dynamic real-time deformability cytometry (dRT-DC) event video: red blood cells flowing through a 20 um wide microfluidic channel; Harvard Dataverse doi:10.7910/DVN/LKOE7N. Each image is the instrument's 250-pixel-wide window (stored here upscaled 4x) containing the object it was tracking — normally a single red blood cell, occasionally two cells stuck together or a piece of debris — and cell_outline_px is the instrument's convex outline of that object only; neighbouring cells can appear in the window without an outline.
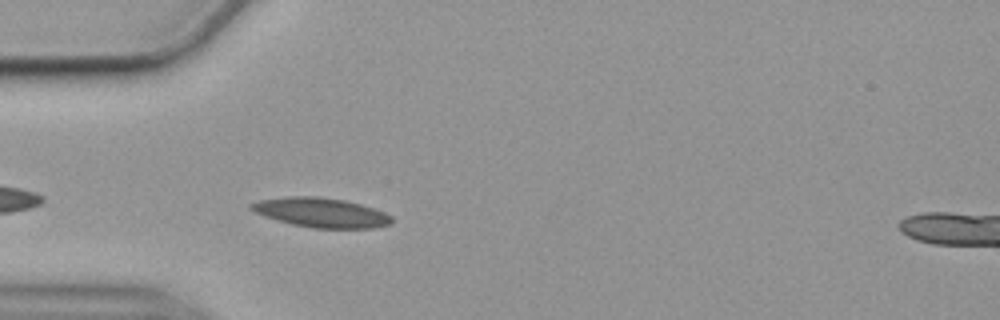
{"species": "common noctule bat (a hibernating species)", "species_latin": "Nyctalus noctula", "temperature_condition": "cold", "stored_images_in_passage": 44, "camera_frame_rate_fps": 3000, "um_per_image_px": 0.085, "animal": {"sex": "female", "body_mass_g": 19.9}, "frame": {"image": 1, "passage_image": 4, "time_ms": 1.0, "image_size_px": [1000, 320], "cell_outline_px": [[392, 224], [372, 228], [312, 228], [292, 224], [264, 216], [248, 208], [248, 204], [260, 200], [288, 196], [320, 196], [344, 200], [360, 204], [384, 212], [392, 216]], "centroid_in_image_um": [27.28, 18.06], "position_along_channel_um": 57.7, "area_um2": 24.16}}
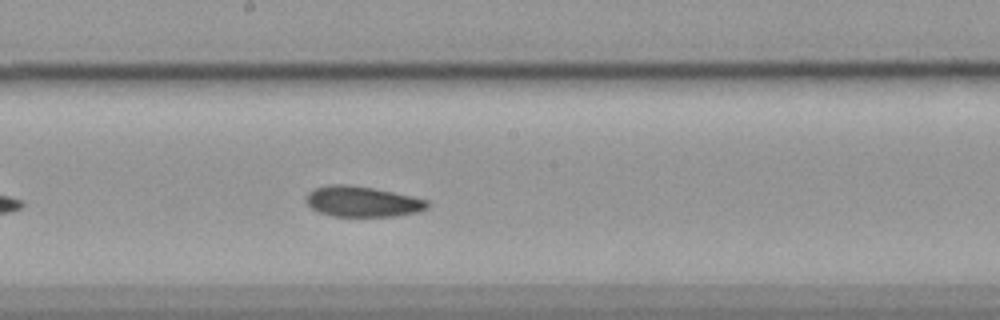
{"frame": {"image": 2, "passage_image": 18, "time_ms": 5.667, "image_size_px": [1000, 320], "cell_outline_px": [[428, 208], [420, 212], [396, 216], [332, 216], [320, 212], [312, 208], [304, 200], [304, 196], [308, 192], [316, 188], [332, 184], [348, 184], [372, 188], [412, 196], [428, 200]], "centroid_in_image_um": [30.8, 17.13], "position_along_channel_um": 217.4, "area_um2": 21.62}}
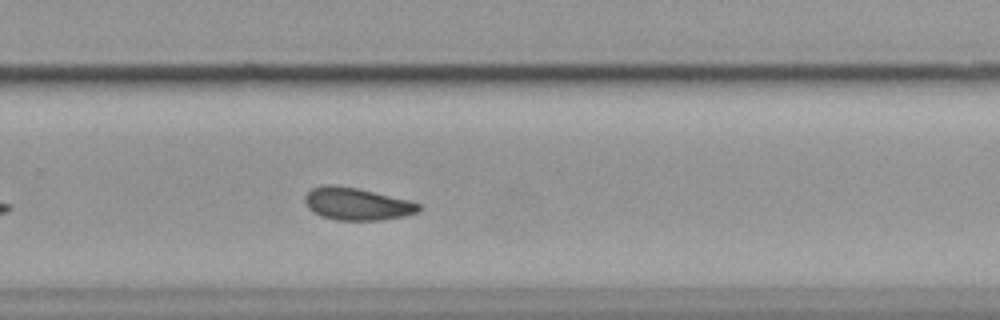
{"frame": {"image": 3, "passage_image": 25, "time_ms": 8.0, "image_size_px": [1000, 320], "cell_outline_px": [[420, 212], [404, 216], [380, 220], [336, 220], [320, 216], [312, 212], [304, 204], [304, 196], [312, 188], [324, 184], [336, 184], [356, 188], [408, 200], [420, 204]], "centroid_in_image_um": [30.28, 17.33], "position_along_channel_um": 299.5, "area_um2": 21.62}, "authors_computed_cell_mechanics": {"area_um2": 21.7906, "velocity_mm_per_s": 3.5282, "shape_relaxation_time_tau1_ms": null, "shape_relaxation_time_tau2_ms": 5.8879, "deformation_change_tau1": null, "deformation_change_tau2": 0.1292}}